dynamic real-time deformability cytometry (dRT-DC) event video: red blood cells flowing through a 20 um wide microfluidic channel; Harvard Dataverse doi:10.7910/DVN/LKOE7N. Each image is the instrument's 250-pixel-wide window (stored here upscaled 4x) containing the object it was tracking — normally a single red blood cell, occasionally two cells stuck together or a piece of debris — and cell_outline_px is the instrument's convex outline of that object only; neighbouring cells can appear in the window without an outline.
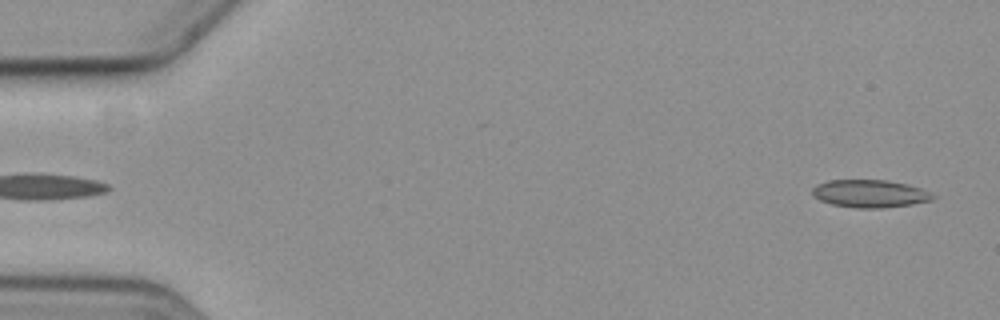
{"species": "common noctule bat (a hibernating species)", "species_latin": "Nyctalus noctula", "temperature_condition": "cold", "stored_images_in_passage": 6, "segment_of_instrument_passage": [2, 2], "camera_frame_rate_fps": 3000, "um_per_image_px": 0.085, "animal": {"sex": "female", "body_mass_g": 19.3, "forearm_length_mm": 54.1}, "frame": {"image": 1, "passage_image": 6, "time_ms": 6.0, "image_size_px": [1000, 320], "cell_outline_px": [[936, 196], [932, 200], [912, 204], [880, 208], [856, 208], [832, 204], [820, 200], [812, 196], [812, 188], [816, 184], [828, 180], [888, 180], [908, 184], [920, 188]], "centroid_in_image_um": [73.91, 16.45], "position_along_channel_um": 11.1, "area_um2": 19.48}}